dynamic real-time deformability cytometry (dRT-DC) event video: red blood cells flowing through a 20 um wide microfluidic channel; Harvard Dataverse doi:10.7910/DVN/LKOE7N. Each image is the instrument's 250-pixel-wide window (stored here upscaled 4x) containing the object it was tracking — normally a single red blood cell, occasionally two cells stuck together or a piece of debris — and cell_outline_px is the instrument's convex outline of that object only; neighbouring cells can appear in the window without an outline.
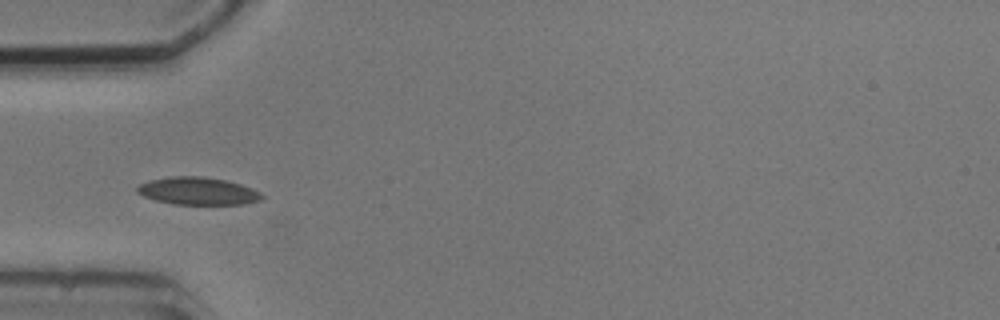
{"species": "common noctule bat (a hibernating species)", "species_latin": "Nyctalus noctula", "temperature_condition": "cold", "stored_images_in_passage": 8, "camera_frame_rate_fps": 3000, "um_per_image_px": 0.085, "animal": {"sex": "male", "body_mass_g": 20.5, "forearm_length_mm": 52.5}, "frame": {"image": 1, "passage_image": 3, "time_ms": 3.333, "image_size_px": [1000, 320], "cell_outline_px": [[264, 196], [260, 200], [244, 204], [176, 204], [156, 200], [144, 196], [136, 192], [136, 188], [140, 184], [148, 180], [172, 176], [200, 176], [224, 180], [240, 184], [252, 188], [260, 192]], "centroid_in_image_um": [16.81, 16.23], "position_along_channel_um": 68.2, "area_um2": 19.88}}
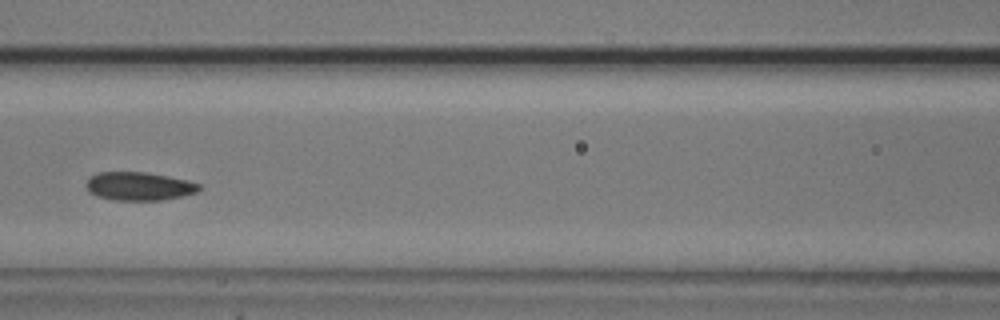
{"frame": {"image": 2, "passage_image": 5, "time_ms": 5.667, "image_size_px": [1000, 320], "cell_outline_px": [[204, 188], [196, 192], [184, 196], [160, 200], [112, 200], [96, 196], [88, 192], [84, 184], [88, 176], [96, 172], [148, 172], [188, 180], [200, 184]], "centroid_in_image_um": [11.78, 15.82], "position_along_channel_um": 154.8, "area_um2": 19.13}}